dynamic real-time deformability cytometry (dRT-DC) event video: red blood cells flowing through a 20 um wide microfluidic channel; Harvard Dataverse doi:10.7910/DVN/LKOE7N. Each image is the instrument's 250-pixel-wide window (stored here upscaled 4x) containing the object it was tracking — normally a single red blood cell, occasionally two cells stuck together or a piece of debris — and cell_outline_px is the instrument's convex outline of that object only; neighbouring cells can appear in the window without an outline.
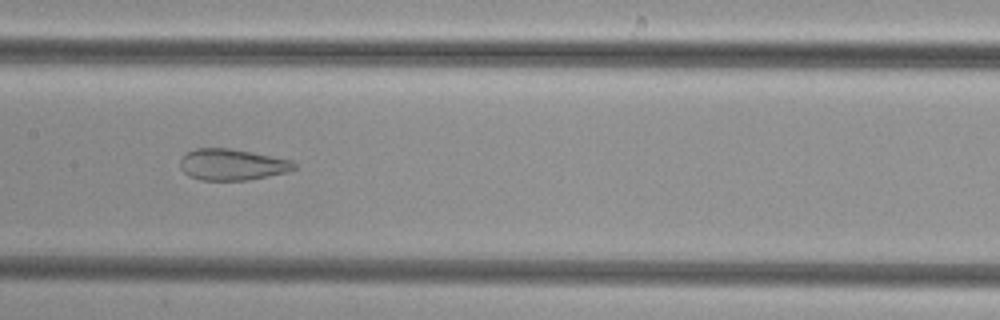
{"species": "common noctule bat (a hibernating species)", "species_latin": "Nyctalus noctula", "temperature_condition": "cold", "stored_images_in_passage": 35, "camera_frame_rate_fps": 3000, "um_per_image_px": 0.085, "animal": {"sex": "female", "body_mass_g": 29.2, "forearm_length_mm": 56.3}, "frame": {"image": 1, "passage_image": 10, "time_ms": 3.0, "image_size_px": [1000, 320], "cell_outline_px": [[296, 168], [288, 172], [248, 180], [200, 180], [188, 176], [180, 168], [180, 156], [196, 148], [228, 148], [252, 152], [292, 160], [296, 164]], "centroid_in_image_um": [19.71, 13.99], "position_along_channel_um": 187.7, "area_um2": 20.92}}
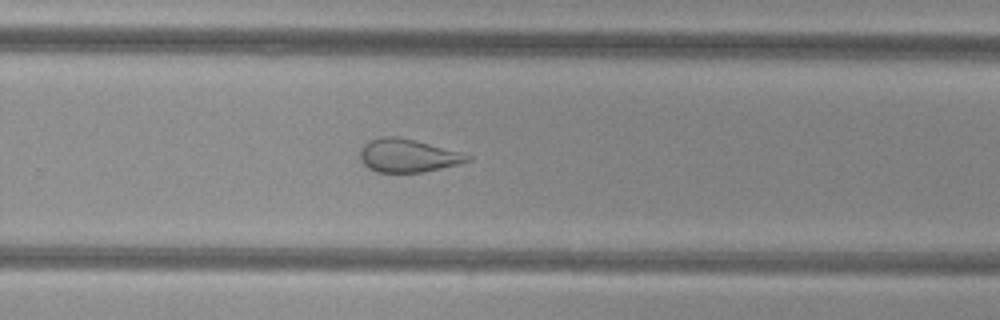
{"frame": {"image": 2, "passage_image": 18, "time_ms": 5.667, "image_size_px": [1000, 320], "cell_outline_px": [[472, 160], [424, 172], [376, 172], [368, 168], [360, 160], [360, 148], [368, 140], [380, 136], [396, 136], [460, 152], [472, 156]], "centroid_in_image_um": [34.6, 13.22], "position_along_channel_um": 295.2, "area_um2": 20.58}}
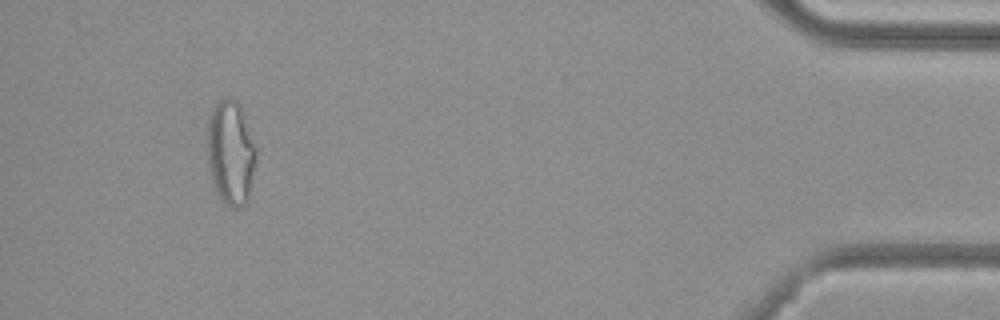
{"frame": {"image": 3, "passage_image": 32, "time_ms": 10.333, "image_size_px": [1000, 320], "cell_outline_px": [[256, 156], [248, 204], [240, 208], [232, 208], [224, 204], [216, 192], [208, 164], [208, 120], [216, 100], [228, 96], [236, 100], [240, 104], [256, 148]], "centroid_in_image_um": [19.62, 12.99], "position_along_channel_um": 415.6, "area_um2": 29.94}}